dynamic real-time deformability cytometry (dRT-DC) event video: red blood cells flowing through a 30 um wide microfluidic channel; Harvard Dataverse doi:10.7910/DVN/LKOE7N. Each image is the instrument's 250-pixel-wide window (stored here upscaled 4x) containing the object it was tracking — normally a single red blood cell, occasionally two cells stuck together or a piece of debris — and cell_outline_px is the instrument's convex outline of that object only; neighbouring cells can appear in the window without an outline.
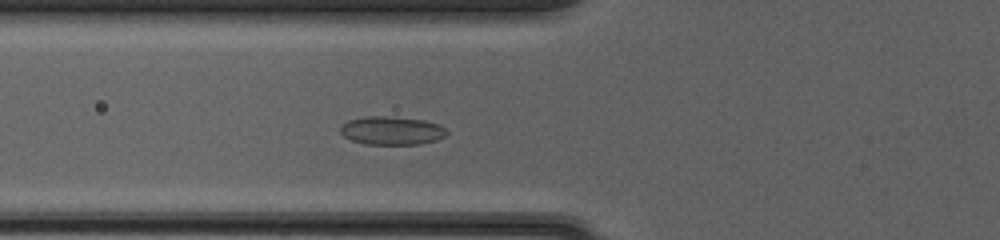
{"species": "common noctule bat (a hibernating species)", "species_latin": "Nyctalus noctula", "temperature_condition": "cold", "stored_images_in_passage": 49, "camera_frame_rate_fps": 3000, "um_per_image_px": 0.085, "animal": {"sex": "female", "body_mass_g": 20.0, "forearm_length_mm": 54.0}, "frame": {"image": 1, "passage_image": 19, "time_ms": 6.0, "image_size_px": [1000, 240], "cell_outline_px": [[448, 132], [444, 136], [436, 140], [420, 144], [364, 144], [352, 140], [344, 136], [340, 132], [340, 124], [348, 120], [364, 116], [392, 116], [424, 120], [440, 124]], "centroid_in_image_um": [33.27, 11.09], "position_along_channel_um": 92.5, "area_um2": 17.74}}
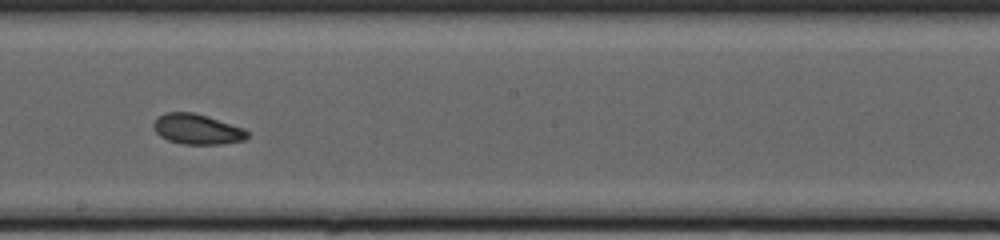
{"frame": {"image": 2, "passage_image": 29, "time_ms": 9.333, "image_size_px": [1000, 240], "cell_outline_px": [[248, 136], [244, 140], [220, 144], [184, 144], [168, 140], [160, 136], [152, 128], [152, 124], [156, 116], [168, 112], [192, 112], [208, 116], [244, 128], [248, 132]], "centroid_in_image_um": [16.72, 10.97], "position_along_channel_um": 231.5, "area_um2": 16.65}}
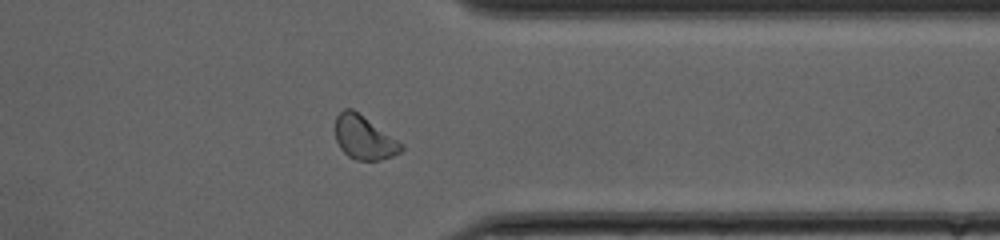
{"frame": {"image": 3, "passage_image": 40, "time_ms": 13.0, "image_size_px": [1000, 240], "cell_outline_px": [[404, 148], [400, 152], [392, 156], [380, 160], [356, 160], [348, 156], [340, 148], [336, 140], [336, 116], [344, 108], [352, 108], [404, 144]], "centroid_in_image_um": [30.95, 11.7], "position_along_channel_um": 380.4, "area_um2": 16.7}, "authors_computed_cell_mechanics": {"area_um2": 17.2244, "velocity_mm_per_s": 4.1571, "shape_relaxation_time_tau1_ms": 5.9375, "shape_relaxation_time_tau2_ms": 6.0201, "deformation_change_tau1": 0.1044, "deformation_change_tau2": 0.1089}}